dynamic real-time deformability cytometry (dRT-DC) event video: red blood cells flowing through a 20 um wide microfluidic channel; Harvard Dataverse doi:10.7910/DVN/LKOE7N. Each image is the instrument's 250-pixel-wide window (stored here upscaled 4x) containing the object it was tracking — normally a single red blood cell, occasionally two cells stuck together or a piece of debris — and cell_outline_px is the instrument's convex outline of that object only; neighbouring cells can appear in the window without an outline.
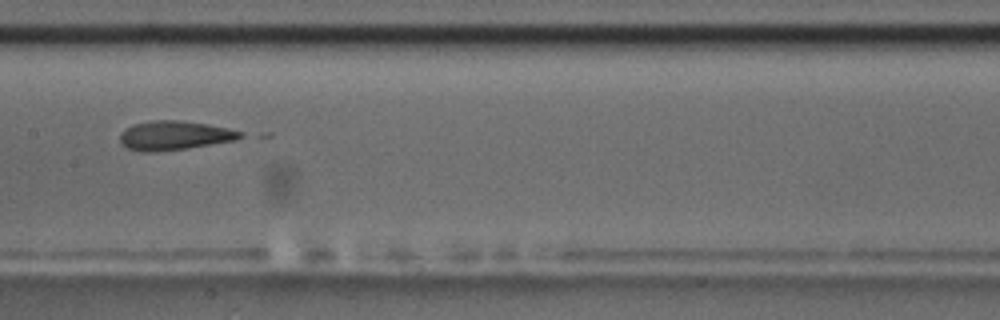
{"species": "common noctule bat (a hibernating species)", "species_latin": "Nyctalus noctula", "temperature_condition": "room temperature", "stored_images_in_passage": 11, "camera_frame_rate_fps": 3000, "um_per_image_px": 0.085, "animal": {"sex": "male", "body_mass_g": 17.5, "forearm_length_mm": 52.3}, "frame": {"image": 1, "passage_image": 7, "time_ms": 8.667, "image_size_px": [1000, 320], "cell_outline_px": [[244, 136], [236, 140], [188, 148], [152, 152], [140, 152], [128, 148], [120, 144], [120, 132], [124, 128], [132, 124], [152, 120], [180, 120], [208, 124], [228, 128], [244, 132]], "centroid_in_image_um": [14.8, 11.51], "position_along_channel_um": 192.6, "area_um2": 20.69}}